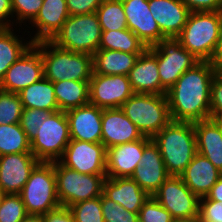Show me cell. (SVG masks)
I'll return each mask as SVG.
<instances>
[{
  "instance_id": "c3c4849f",
  "label": "cell",
  "mask_w": 222,
  "mask_h": 222,
  "mask_svg": "<svg viewBox=\"0 0 222 222\" xmlns=\"http://www.w3.org/2000/svg\"><path fill=\"white\" fill-rule=\"evenodd\" d=\"M213 59H222V22L220 26L219 38L216 46V51L214 53Z\"/></svg>"
},
{
  "instance_id": "bcb514c9",
  "label": "cell",
  "mask_w": 222,
  "mask_h": 222,
  "mask_svg": "<svg viewBox=\"0 0 222 222\" xmlns=\"http://www.w3.org/2000/svg\"><path fill=\"white\" fill-rule=\"evenodd\" d=\"M12 18H13V13H12L11 0H0V28H12L13 26Z\"/></svg>"
},
{
  "instance_id": "4fadbf2b",
  "label": "cell",
  "mask_w": 222,
  "mask_h": 222,
  "mask_svg": "<svg viewBox=\"0 0 222 222\" xmlns=\"http://www.w3.org/2000/svg\"><path fill=\"white\" fill-rule=\"evenodd\" d=\"M134 93L127 75L92 74L89 80V104L99 108H120Z\"/></svg>"
},
{
  "instance_id": "74e56055",
  "label": "cell",
  "mask_w": 222,
  "mask_h": 222,
  "mask_svg": "<svg viewBox=\"0 0 222 222\" xmlns=\"http://www.w3.org/2000/svg\"><path fill=\"white\" fill-rule=\"evenodd\" d=\"M42 4L43 0H11L13 18L16 17L13 19V26L15 23L20 26L26 21L31 23L36 18Z\"/></svg>"
},
{
  "instance_id": "603a6c76",
  "label": "cell",
  "mask_w": 222,
  "mask_h": 222,
  "mask_svg": "<svg viewBox=\"0 0 222 222\" xmlns=\"http://www.w3.org/2000/svg\"><path fill=\"white\" fill-rule=\"evenodd\" d=\"M102 193L126 210L139 213L150 195L131 177L109 178L103 182Z\"/></svg>"
},
{
  "instance_id": "60d3db41",
  "label": "cell",
  "mask_w": 222,
  "mask_h": 222,
  "mask_svg": "<svg viewBox=\"0 0 222 222\" xmlns=\"http://www.w3.org/2000/svg\"><path fill=\"white\" fill-rule=\"evenodd\" d=\"M199 217L201 222H222V203L201 197Z\"/></svg>"
},
{
  "instance_id": "ee69618b",
  "label": "cell",
  "mask_w": 222,
  "mask_h": 222,
  "mask_svg": "<svg viewBox=\"0 0 222 222\" xmlns=\"http://www.w3.org/2000/svg\"><path fill=\"white\" fill-rule=\"evenodd\" d=\"M42 216L44 222H75L72 211L66 206H59Z\"/></svg>"
},
{
  "instance_id": "ac0fdd59",
  "label": "cell",
  "mask_w": 222,
  "mask_h": 222,
  "mask_svg": "<svg viewBox=\"0 0 222 222\" xmlns=\"http://www.w3.org/2000/svg\"><path fill=\"white\" fill-rule=\"evenodd\" d=\"M152 138L118 144L107 149L106 174L109 178L131 177L143 156L144 146Z\"/></svg>"
},
{
  "instance_id": "8d00e7d4",
  "label": "cell",
  "mask_w": 222,
  "mask_h": 222,
  "mask_svg": "<svg viewBox=\"0 0 222 222\" xmlns=\"http://www.w3.org/2000/svg\"><path fill=\"white\" fill-rule=\"evenodd\" d=\"M101 206L105 222H139L138 213L126 210L103 193L101 194Z\"/></svg>"
},
{
  "instance_id": "f6af8a7d",
  "label": "cell",
  "mask_w": 222,
  "mask_h": 222,
  "mask_svg": "<svg viewBox=\"0 0 222 222\" xmlns=\"http://www.w3.org/2000/svg\"><path fill=\"white\" fill-rule=\"evenodd\" d=\"M222 111V80L214 76L210 92V112Z\"/></svg>"
},
{
  "instance_id": "83f0119b",
  "label": "cell",
  "mask_w": 222,
  "mask_h": 222,
  "mask_svg": "<svg viewBox=\"0 0 222 222\" xmlns=\"http://www.w3.org/2000/svg\"><path fill=\"white\" fill-rule=\"evenodd\" d=\"M23 108H36L53 112L60 111L54 93L53 82L45 77L18 93Z\"/></svg>"
},
{
  "instance_id": "e0dca14e",
  "label": "cell",
  "mask_w": 222,
  "mask_h": 222,
  "mask_svg": "<svg viewBox=\"0 0 222 222\" xmlns=\"http://www.w3.org/2000/svg\"><path fill=\"white\" fill-rule=\"evenodd\" d=\"M157 144L151 139L143 148V156L131 176L152 196L169 177Z\"/></svg>"
},
{
  "instance_id": "9a60e30c",
  "label": "cell",
  "mask_w": 222,
  "mask_h": 222,
  "mask_svg": "<svg viewBox=\"0 0 222 222\" xmlns=\"http://www.w3.org/2000/svg\"><path fill=\"white\" fill-rule=\"evenodd\" d=\"M40 161L33 153L0 156V189L5 194H19Z\"/></svg>"
},
{
  "instance_id": "5b68a950",
  "label": "cell",
  "mask_w": 222,
  "mask_h": 222,
  "mask_svg": "<svg viewBox=\"0 0 222 222\" xmlns=\"http://www.w3.org/2000/svg\"><path fill=\"white\" fill-rule=\"evenodd\" d=\"M120 108L142 135L149 138L172 120L166 95L134 93Z\"/></svg>"
},
{
  "instance_id": "7c38bea8",
  "label": "cell",
  "mask_w": 222,
  "mask_h": 222,
  "mask_svg": "<svg viewBox=\"0 0 222 222\" xmlns=\"http://www.w3.org/2000/svg\"><path fill=\"white\" fill-rule=\"evenodd\" d=\"M107 149L102 143L71 139L63 156L58 160L63 166L82 174H106Z\"/></svg>"
},
{
  "instance_id": "836d02e7",
  "label": "cell",
  "mask_w": 222,
  "mask_h": 222,
  "mask_svg": "<svg viewBox=\"0 0 222 222\" xmlns=\"http://www.w3.org/2000/svg\"><path fill=\"white\" fill-rule=\"evenodd\" d=\"M22 111L19 95L0 89V124L20 123Z\"/></svg>"
},
{
  "instance_id": "f5cc1de1",
  "label": "cell",
  "mask_w": 222,
  "mask_h": 222,
  "mask_svg": "<svg viewBox=\"0 0 222 222\" xmlns=\"http://www.w3.org/2000/svg\"><path fill=\"white\" fill-rule=\"evenodd\" d=\"M172 222H201L199 216H194L190 218H175Z\"/></svg>"
},
{
  "instance_id": "3957f363",
  "label": "cell",
  "mask_w": 222,
  "mask_h": 222,
  "mask_svg": "<svg viewBox=\"0 0 222 222\" xmlns=\"http://www.w3.org/2000/svg\"><path fill=\"white\" fill-rule=\"evenodd\" d=\"M40 51L44 77L51 82L89 81L93 73V55L77 53L55 46L50 41L33 43Z\"/></svg>"
},
{
  "instance_id": "5bb4252c",
  "label": "cell",
  "mask_w": 222,
  "mask_h": 222,
  "mask_svg": "<svg viewBox=\"0 0 222 222\" xmlns=\"http://www.w3.org/2000/svg\"><path fill=\"white\" fill-rule=\"evenodd\" d=\"M44 77L40 51L32 44L7 70L0 89L18 94Z\"/></svg>"
},
{
  "instance_id": "b9f144b4",
  "label": "cell",
  "mask_w": 222,
  "mask_h": 222,
  "mask_svg": "<svg viewBox=\"0 0 222 222\" xmlns=\"http://www.w3.org/2000/svg\"><path fill=\"white\" fill-rule=\"evenodd\" d=\"M103 0H66L70 16L91 14L96 12Z\"/></svg>"
},
{
  "instance_id": "1f68e13d",
  "label": "cell",
  "mask_w": 222,
  "mask_h": 222,
  "mask_svg": "<svg viewBox=\"0 0 222 222\" xmlns=\"http://www.w3.org/2000/svg\"><path fill=\"white\" fill-rule=\"evenodd\" d=\"M14 153H32L31 141L20 123L0 124V156Z\"/></svg>"
},
{
  "instance_id": "484cf974",
  "label": "cell",
  "mask_w": 222,
  "mask_h": 222,
  "mask_svg": "<svg viewBox=\"0 0 222 222\" xmlns=\"http://www.w3.org/2000/svg\"><path fill=\"white\" fill-rule=\"evenodd\" d=\"M197 152L222 172V131L211 119L194 122Z\"/></svg>"
},
{
  "instance_id": "9c48e42d",
  "label": "cell",
  "mask_w": 222,
  "mask_h": 222,
  "mask_svg": "<svg viewBox=\"0 0 222 222\" xmlns=\"http://www.w3.org/2000/svg\"><path fill=\"white\" fill-rule=\"evenodd\" d=\"M38 127L37 135L31 140V152L39 161H58L71 140L65 111L51 113Z\"/></svg>"
},
{
  "instance_id": "7dc6e473",
  "label": "cell",
  "mask_w": 222,
  "mask_h": 222,
  "mask_svg": "<svg viewBox=\"0 0 222 222\" xmlns=\"http://www.w3.org/2000/svg\"><path fill=\"white\" fill-rule=\"evenodd\" d=\"M207 199L222 203V175L219 180L213 185L210 192L205 196Z\"/></svg>"
},
{
  "instance_id": "f35d334b",
  "label": "cell",
  "mask_w": 222,
  "mask_h": 222,
  "mask_svg": "<svg viewBox=\"0 0 222 222\" xmlns=\"http://www.w3.org/2000/svg\"><path fill=\"white\" fill-rule=\"evenodd\" d=\"M173 219L171 213L153 196L148 198L138 213L139 222H172Z\"/></svg>"
},
{
  "instance_id": "f546056e",
  "label": "cell",
  "mask_w": 222,
  "mask_h": 222,
  "mask_svg": "<svg viewBox=\"0 0 222 222\" xmlns=\"http://www.w3.org/2000/svg\"><path fill=\"white\" fill-rule=\"evenodd\" d=\"M13 31V27L0 28V81L8 68L33 44Z\"/></svg>"
},
{
  "instance_id": "ba28073f",
  "label": "cell",
  "mask_w": 222,
  "mask_h": 222,
  "mask_svg": "<svg viewBox=\"0 0 222 222\" xmlns=\"http://www.w3.org/2000/svg\"><path fill=\"white\" fill-rule=\"evenodd\" d=\"M57 197L61 206L70 207L78 202L99 197L107 174H82L54 161Z\"/></svg>"
},
{
  "instance_id": "52a82bcc",
  "label": "cell",
  "mask_w": 222,
  "mask_h": 222,
  "mask_svg": "<svg viewBox=\"0 0 222 222\" xmlns=\"http://www.w3.org/2000/svg\"><path fill=\"white\" fill-rule=\"evenodd\" d=\"M102 30L97 13L69 16L50 40L55 46L93 55L101 41Z\"/></svg>"
},
{
  "instance_id": "8992f818",
  "label": "cell",
  "mask_w": 222,
  "mask_h": 222,
  "mask_svg": "<svg viewBox=\"0 0 222 222\" xmlns=\"http://www.w3.org/2000/svg\"><path fill=\"white\" fill-rule=\"evenodd\" d=\"M28 214L43 215L61 206L53 162L40 161L19 193Z\"/></svg>"
},
{
  "instance_id": "816d5d0a",
  "label": "cell",
  "mask_w": 222,
  "mask_h": 222,
  "mask_svg": "<svg viewBox=\"0 0 222 222\" xmlns=\"http://www.w3.org/2000/svg\"><path fill=\"white\" fill-rule=\"evenodd\" d=\"M22 222H44L42 215L28 214Z\"/></svg>"
},
{
  "instance_id": "4316f807",
  "label": "cell",
  "mask_w": 222,
  "mask_h": 222,
  "mask_svg": "<svg viewBox=\"0 0 222 222\" xmlns=\"http://www.w3.org/2000/svg\"><path fill=\"white\" fill-rule=\"evenodd\" d=\"M142 53L98 49L93 54V73L100 75H128Z\"/></svg>"
},
{
  "instance_id": "ffe728a7",
  "label": "cell",
  "mask_w": 222,
  "mask_h": 222,
  "mask_svg": "<svg viewBox=\"0 0 222 222\" xmlns=\"http://www.w3.org/2000/svg\"><path fill=\"white\" fill-rule=\"evenodd\" d=\"M144 136L121 108H106L102 113L101 143L109 149L112 146L133 142Z\"/></svg>"
},
{
  "instance_id": "f907efd6",
  "label": "cell",
  "mask_w": 222,
  "mask_h": 222,
  "mask_svg": "<svg viewBox=\"0 0 222 222\" xmlns=\"http://www.w3.org/2000/svg\"><path fill=\"white\" fill-rule=\"evenodd\" d=\"M215 76L222 80V59H213Z\"/></svg>"
},
{
  "instance_id": "8fae6325",
  "label": "cell",
  "mask_w": 222,
  "mask_h": 222,
  "mask_svg": "<svg viewBox=\"0 0 222 222\" xmlns=\"http://www.w3.org/2000/svg\"><path fill=\"white\" fill-rule=\"evenodd\" d=\"M152 196L174 219L199 216L200 198L185 185L180 176H169Z\"/></svg>"
},
{
  "instance_id": "681fc988",
  "label": "cell",
  "mask_w": 222,
  "mask_h": 222,
  "mask_svg": "<svg viewBox=\"0 0 222 222\" xmlns=\"http://www.w3.org/2000/svg\"><path fill=\"white\" fill-rule=\"evenodd\" d=\"M210 119L222 131V111L210 112Z\"/></svg>"
},
{
  "instance_id": "d590c367",
  "label": "cell",
  "mask_w": 222,
  "mask_h": 222,
  "mask_svg": "<svg viewBox=\"0 0 222 222\" xmlns=\"http://www.w3.org/2000/svg\"><path fill=\"white\" fill-rule=\"evenodd\" d=\"M28 215L19 194H6L0 205V222H22Z\"/></svg>"
},
{
  "instance_id": "7a4b0ae2",
  "label": "cell",
  "mask_w": 222,
  "mask_h": 222,
  "mask_svg": "<svg viewBox=\"0 0 222 222\" xmlns=\"http://www.w3.org/2000/svg\"><path fill=\"white\" fill-rule=\"evenodd\" d=\"M152 140L170 176H180L198 153L194 123L171 120Z\"/></svg>"
},
{
  "instance_id": "6da1fadb",
  "label": "cell",
  "mask_w": 222,
  "mask_h": 222,
  "mask_svg": "<svg viewBox=\"0 0 222 222\" xmlns=\"http://www.w3.org/2000/svg\"><path fill=\"white\" fill-rule=\"evenodd\" d=\"M214 76L213 62L200 61L178 78L166 93L173 121L194 123L210 119V92Z\"/></svg>"
},
{
  "instance_id": "ab89813d",
  "label": "cell",
  "mask_w": 222,
  "mask_h": 222,
  "mask_svg": "<svg viewBox=\"0 0 222 222\" xmlns=\"http://www.w3.org/2000/svg\"><path fill=\"white\" fill-rule=\"evenodd\" d=\"M51 113L48 110L23 108L20 125L30 141L37 135L38 126H41Z\"/></svg>"
},
{
  "instance_id": "277c9868",
  "label": "cell",
  "mask_w": 222,
  "mask_h": 222,
  "mask_svg": "<svg viewBox=\"0 0 222 222\" xmlns=\"http://www.w3.org/2000/svg\"><path fill=\"white\" fill-rule=\"evenodd\" d=\"M222 22V11L190 12L180 44L200 61H213Z\"/></svg>"
},
{
  "instance_id": "f1b7e54d",
  "label": "cell",
  "mask_w": 222,
  "mask_h": 222,
  "mask_svg": "<svg viewBox=\"0 0 222 222\" xmlns=\"http://www.w3.org/2000/svg\"><path fill=\"white\" fill-rule=\"evenodd\" d=\"M60 111L89 104V81L64 80L53 82Z\"/></svg>"
},
{
  "instance_id": "7402d4cb",
  "label": "cell",
  "mask_w": 222,
  "mask_h": 222,
  "mask_svg": "<svg viewBox=\"0 0 222 222\" xmlns=\"http://www.w3.org/2000/svg\"><path fill=\"white\" fill-rule=\"evenodd\" d=\"M69 16L66 0H43L36 18L28 23L37 30L30 40L33 43L50 41Z\"/></svg>"
},
{
  "instance_id": "e575fe53",
  "label": "cell",
  "mask_w": 222,
  "mask_h": 222,
  "mask_svg": "<svg viewBox=\"0 0 222 222\" xmlns=\"http://www.w3.org/2000/svg\"><path fill=\"white\" fill-rule=\"evenodd\" d=\"M75 222H105L102 214L101 196L71 205Z\"/></svg>"
},
{
  "instance_id": "30bf717a",
  "label": "cell",
  "mask_w": 222,
  "mask_h": 222,
  "mask_svg": "<svg viewBox=\"0 0 222 222\" xmlns=\"http://www.w3.org/2000/svg\"><path fill=\"white\" fill-rule=\"evenodd\" d=\"M150 48L157 55L161 95H166L167 91L184 72L200 62L180 44L177 38H164L157 45Z\"/></svg>"
},
{
  "instance_id": "cb8c5ba5",
  "label": "cell",
  "mask_w": 222,
  "mask_h": 222,
  "mask_svg": "<svg viewBox=\"0 0 222 222\" xmlns=\"http://www.w3.org/2000/svg\"><path fill=\"white\" fill-rule=\"evenodd\" d=\"M127 76L135 93L161 95L157 55L150 47L139 55Z\"/></svg>"
},
{
  "instance_id": "db71d44e",
  "label": "cell",
  "mask_w": 222,
  "mask_h": 222,
  "mask_svg": "<svg viewBox=\"0 0 222 222\" xmlns=\"http://www.w3.org/2000/svg\"><path fill=\"white\" fill-rule=\"evenodd\" d=\"M5 196H6V194L0 189V205L3 202V199Z\"/></svg>"
},
{
  "instance_id": "44dd1931",
  "label": "cell",
  "mask_w": 222,
  "mask_h": 222,
  "mask_svg": "<svg viewBox=\"0 0 222 222\" xmlns=\"http://www.w3.org/2000/svg\"><path fill=\"white\" fill-rule=\"evenodd\" d=\"M148 4L161 33L166 38H176L191 11L181 0H148Z\"/></svg>"
},
{
  "instance_id": "d4e9b609",
  "label": "cell",
  "mask_w": 222,
  "mask_h": 222,
  "mask_svg": "<svg viewBox=\"0 0 222 222\" xmlns=\"http://www.w3.org/2000/svg\"><path fill=\"white\" fill-rule=\"evenodd\" d=\"M221 175L222 172L205 156L197 153L180 177L185 185L201 198L207 196Z\"/></svg>"
},
{
  "instance_id": "d6986e66",
  "label": "cell",
  "mask_w": 222,
  "mask_h": 222,
  "mask_svg": "<svg viewBox=\"0 0 222 222\" xmlns=\"http://www.w3.org/2000/svg\"><path fill=\"white\" fill-rule=\"evenodd\" d=\"M73 140L101 143L103 108L92 104L65 111Z\"/></svg>"
},
{
  "instance_id": "4dcf8cb0",
  "label": "cell",
  "mask_w": 222,
  "mask_h": 222,
  "mask_svg": "<svg viewBox=\"0 0 222 222\" xmlns=\"http://www.w3.org/2000/svg\"><path fill=\"white\" fill-rule=\"evenodd\" d=\"M99 49L143 53L147 47L131 30L126 28L102 31Z\"/></svg>"
},
{
  "instance_id": "2e32d148",
  "label": "cell",
  "mask_w": 222,
  "mask_h": 222,
  "mask_svg": "<svg viewBox=\"0 0 222 222\" xmlns=\"http://www.w3.org/2000/svg\"><path fill=\"white\" fill-rule=\"evenodd\" d=\"M127 19L128 29L131 30L147 48L157 45L166 38L160 31L157 22L149 9L148 0H122Z\"/></svg>"
},
{
  "instance_id": "d6a6232c",
  "label": "cell",
  "mask_w": 222,
  "mask_h": 222,
  "mask_svg": "<svg viewBox=\"0 0 222 222\" xmlns=\"http://www.w3.org/2000/svg\"><path fill=\"white\" fill-rule=\"evenodd\" d=\"M96 13L102 31L128 28L122 0H103Z\"/></svg>"
},
{
  "instance_id": "7bdbcfd3",
  "label": "cell",
  "mask_w": 222,
  "mask_h": 222,
  "mask_svg": "<svg viewBox=\"0 0 222 222\" xmlns=\"http://www.w3.org/2000/svg\"><path fill=\"white\" fill-rule=\"evenodd\" d=\"M191 12L222 11V0H181Z\"/></svg>"
}]
</instances>
